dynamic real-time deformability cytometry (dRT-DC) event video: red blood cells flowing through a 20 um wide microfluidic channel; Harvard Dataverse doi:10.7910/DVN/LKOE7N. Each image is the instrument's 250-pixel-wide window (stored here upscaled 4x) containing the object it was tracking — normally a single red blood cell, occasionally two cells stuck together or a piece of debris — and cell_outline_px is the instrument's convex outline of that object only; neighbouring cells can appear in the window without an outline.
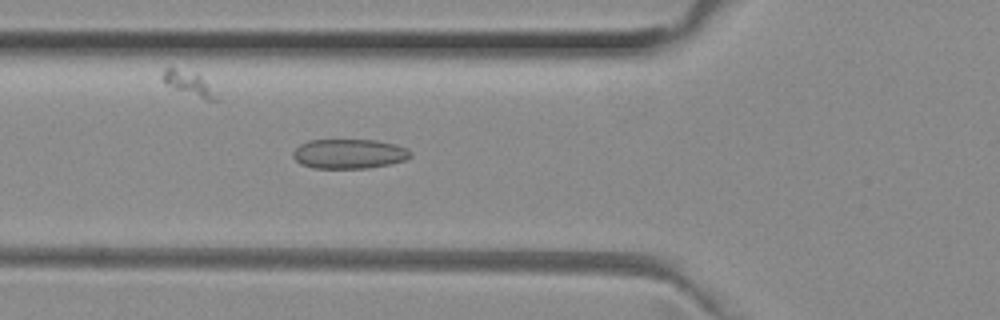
{"species": "common noctule bat (a hibernating species)", "species_latin": "Nyctalus noctula", "temperature_condition": "room temperature", "stored_images_in_passage": 40, "camera_frame_rate_fps": 3000, "um_per_image_px": 0.085, "animal": {"sex": "female", "body_mass_g": 29.2, "forearm_length_mm": 56.3}, "frame": {"image": 1, "passage_image": 9, "time_ms": 2.667, "image_size_px": [1000, 320], "cell_outline_px": [[412, 156], [408, 160], [392, 164], [368, 168], [312, 168], [300, 164], [292, 156], [292, 152], [300, 144], [308, 140], [376, 140], [396, 144], [408, 148], [412, 152]], "centroid_in_image_um": [29.72, 13.08], "position_along_channel_um": 96.1, "area_um2": 20.63}}
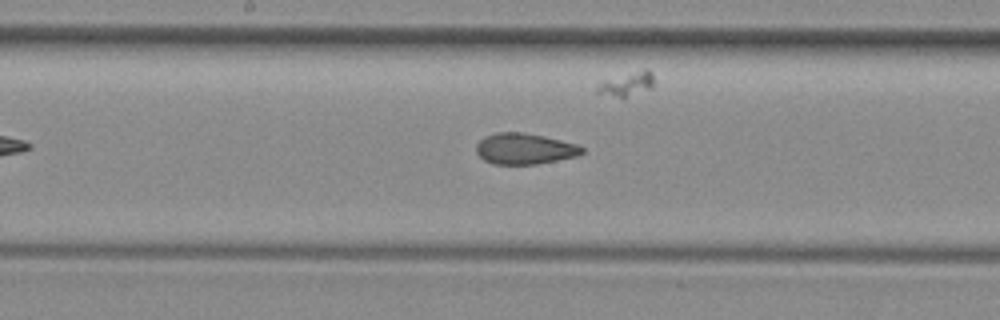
{"frame": {"image": 2, "passage_image": 17, "time_ms": 5.333, "image_size_px": [1000, 320], "cell_outline_px": [[584, 152], [576, 156], [536, 164], [492, 164], [484, 160], [476, 152], [476, 144], [484, 136], [496, 132], [524, 132], [544, 136], [576, 144], [584, 148]], "centroid_in_image_um": [44.56, 12.63], "position_along_channel_um": 203.6, "area_um2": 19.07}}
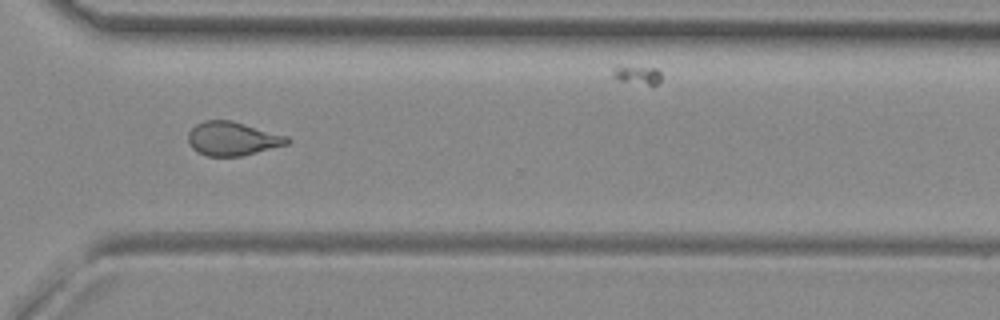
{"frame": {"image": 3, "passage_image": 28, "time_ms": 9.0, "image_size_px": [1000, 320], "cell_outline_px": [[292, 140], [288, 144], [240, 156], [208, 156], [192, 148], [188, 144], [188, 132], [196, 124], [204, 120], [232, 120], [288, 136]], "centroid_in_image_um": [19.76, 11.77], "position_along_channel_um": 350.8, "area_um2": 19.48}, "authors_computed_cell_mechanics": {"area_um2": 19.5364, "velocity_mm_per_s": 4.0168, "shape_relaxation_time_tau1_ms": null, "shape_relaxation_time_tau2_ms": 1.8913, "deformation_change_tau1": null, "deformation_change_tau2": 0.0805}}